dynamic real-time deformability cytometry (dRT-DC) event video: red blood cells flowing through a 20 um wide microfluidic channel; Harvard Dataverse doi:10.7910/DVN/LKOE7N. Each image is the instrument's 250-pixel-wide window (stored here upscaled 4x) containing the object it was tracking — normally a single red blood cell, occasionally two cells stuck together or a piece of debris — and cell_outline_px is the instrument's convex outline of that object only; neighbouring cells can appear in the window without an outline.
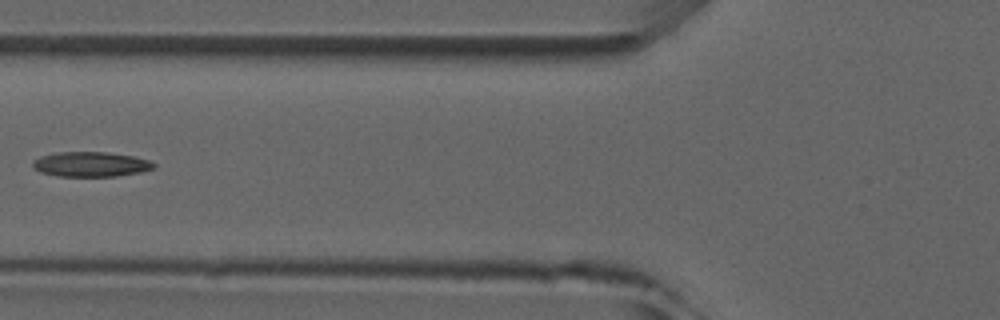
{"species": "common noctule bat (a hibernating species)", "species_latin": "Nyctalus noctula", "temperature_condition": "room temperature", "stored_images_in_passage": 6, "camera_frame_rate_fps": 3000, "um_per_image_px": 0.085, "animal": {"sex": "male", "forearm_length_mm": 52.5}, "frame": {"image": 1, "passage_image": 6, "time_ms": 5.667, "image_size_px": [1000, 320], "cell_outline_px": [[156, 164], [152, 168], [140, 172], [116, 176], [56, 176], [40, 172], [32, 168], [32, 160], [40, 156], [60, 152], [108, 152], [132, 156], [148, 160]], "centroid_in_image_um": [7.65, 13.96], "position_along_channel_um": 118.1, "area_um2": 17.51}}